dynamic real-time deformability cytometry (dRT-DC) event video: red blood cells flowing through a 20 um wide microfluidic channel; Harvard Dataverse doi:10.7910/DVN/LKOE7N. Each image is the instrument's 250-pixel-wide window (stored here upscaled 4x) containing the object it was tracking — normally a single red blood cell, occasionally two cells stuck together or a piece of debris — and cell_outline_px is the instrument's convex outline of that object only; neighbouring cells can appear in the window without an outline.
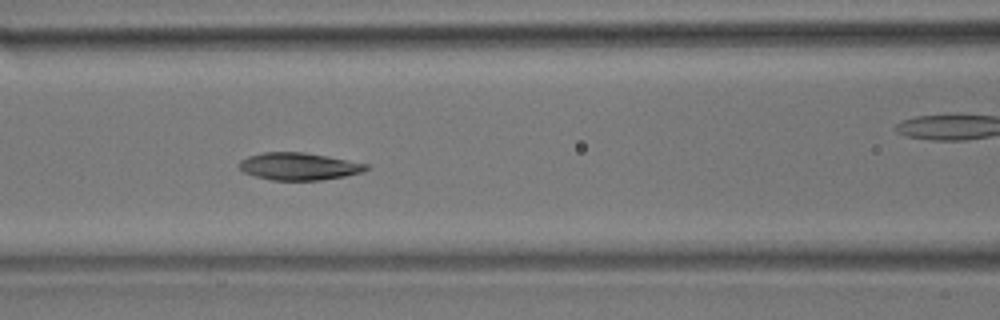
{"species": "common noctule bat (a hibernating species)", "species_latin": "Nyctalus noctula", "temperature_condition": "room temperature", "stored_images_in_passage": 43, "camera_frame_rate_fps": 3000, "um_per_image_px": 0.085, "animal": {"sex": "male", "body_mass_g": 17.9}, "frame": {"image": 1, "passage_image": 13, "time_ms": 4.0, "image_size_px": [1000, 320], "cell_outline_px": [[368, 168], [360, 172], [344, 176], [320, 180], [272, 180], [256, 176], [244, 172], [236, 164], [240, 160], [248, 156], [264, 152], [304, 152], [368, 164]], "centroid_in_image_um": [25.34, 14.14], "position_along_channel_um": 141.3, "area_um2": 20.0}, "authors_computed_cell_mechanics": {"area_um2": 20.2878, "velocity_mm_per_s": 3.935, "shape_relaxation_time_tau1_ms": 3.8635, "shape_relaxation_time_tau2_ms": 3.4897, "deformation_change_tau1": 0.1273, "deformation_change_tau2": 0.0673}}